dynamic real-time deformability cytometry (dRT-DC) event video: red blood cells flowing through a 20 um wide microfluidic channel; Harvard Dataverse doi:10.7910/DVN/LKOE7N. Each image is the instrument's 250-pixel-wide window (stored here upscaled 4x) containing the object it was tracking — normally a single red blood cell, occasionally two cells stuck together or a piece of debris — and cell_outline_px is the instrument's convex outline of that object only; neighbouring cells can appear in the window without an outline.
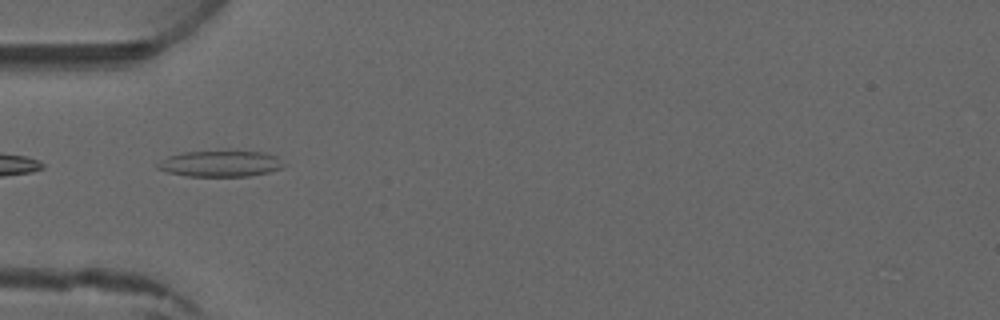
{"species": "common noctule bat (a hibernating species)", "species_latin": "Nyctalus noctula", "temperature_condition": "warm", "stored_images_in_passage": 6, "camera_frame_rate_fps": 3000, "um_per_image_px": 0.085, "animal": {"sex": "male", "forearm_length_mm": 52.5}, "frame": {"image": 1, "passage_image": 4, "time_ms": 3.667, "image_size_px": [1000, 320], "cell_outline_px": [[288, 164], [284, 168], [268, 172], [248, 176], [188, 176], [168, 172], [156, 168], [156, 164], [168, 156], [184, 152], [228, 148], [264, 152], [276, 156]], "centroid_in_image_um": [18.8, 13.86], "position_along_channel_um": 66.2, "area_um2": 20.17}}
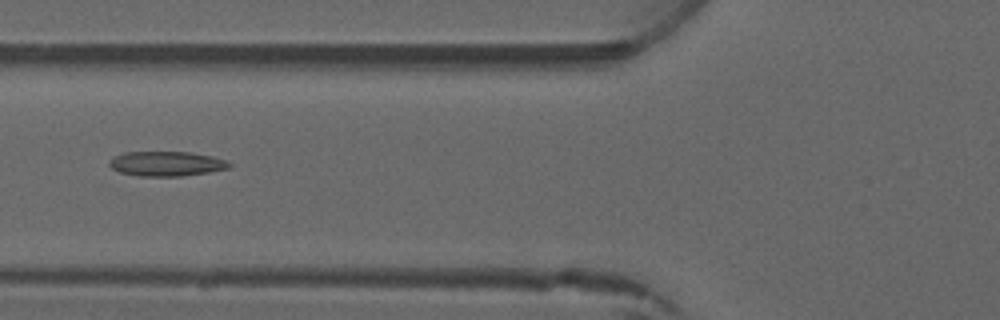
{"frame": {"image": 2, "passage_image": 5, "time_ms": 4.667, "image_size_px": [1000, 320], "cell_outline_px": [[232, 164], [228, 168], [208, 172], [180, 176], [140, 176], [120, 172], [112, 168], [108, 164], [108, 160], [124, 152], [192, 152], [212, 156], [228, 160]], "centroid_in_image_um": [14.16, 13.91], "position_along_channel_um": 111.6, "area_um2": 17.28}}
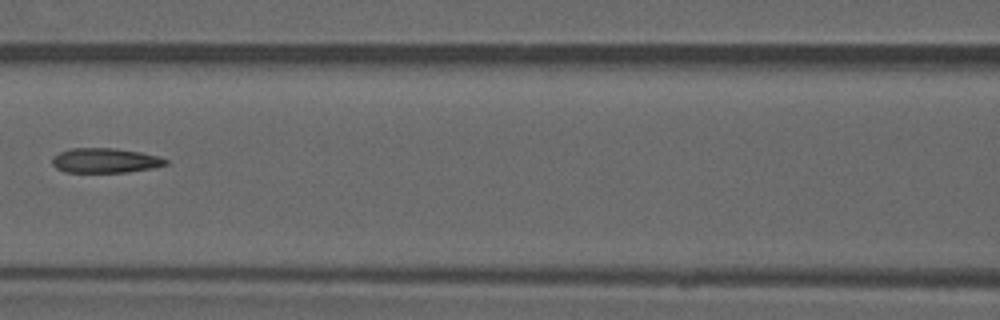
{"frame": {"image": 3, "passage_image": 6, "time_ms": 5.667, "image_size_px": [1000, 320], "cell_outline_px": [[168, 164], [152, 168], [128, 172], [64, 172], [56, 168], [52, 164], [52, 156], [60, 152], [72, 148], [112, 148], [140, 152], [160, 156], [168, 160]], "centroid_in_image_um": [8.94, 13.64], "position_along_channel_um": 157.7, "area_um2": 16.42}}